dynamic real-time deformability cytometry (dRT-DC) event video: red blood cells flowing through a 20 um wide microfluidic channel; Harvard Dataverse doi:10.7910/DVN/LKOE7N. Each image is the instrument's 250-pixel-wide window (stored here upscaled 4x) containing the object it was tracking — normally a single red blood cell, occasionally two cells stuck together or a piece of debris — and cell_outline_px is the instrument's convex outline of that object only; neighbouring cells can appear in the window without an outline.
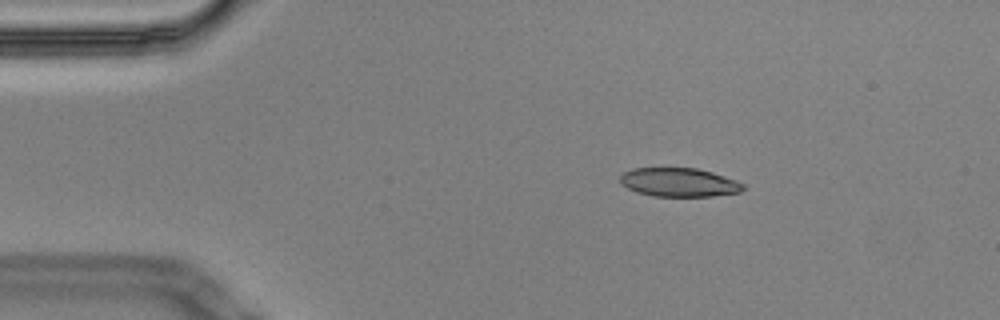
{"species": "Egyptian fruit bat (a non-hibernating species)", "species_latin": "Rousettus aegyptiacus", "temperature_condition": "cold", "stored_images_in_passage": 2, "camera_frame_rate_fps": 3000, "um_per_image_px": 0.085, "animal": {"sex": "male"}, "frame": {"image": 1, "passage_image": 1, "time_ms": 0.0, "image_size_px": [1000, 320], "cell_outline_px": [[744, 188], [740, 192], [712, 196], [652, 196], [636, 192], [620, 184], [620, 176], [624, 172], [632, 168], [696, 168], [712, 172], [736, 180], [744, 184]], "centroid_in_image_um": [57.7, 15.5], "position_along_channel_um": 27.3, "area_um2": 20.63}}